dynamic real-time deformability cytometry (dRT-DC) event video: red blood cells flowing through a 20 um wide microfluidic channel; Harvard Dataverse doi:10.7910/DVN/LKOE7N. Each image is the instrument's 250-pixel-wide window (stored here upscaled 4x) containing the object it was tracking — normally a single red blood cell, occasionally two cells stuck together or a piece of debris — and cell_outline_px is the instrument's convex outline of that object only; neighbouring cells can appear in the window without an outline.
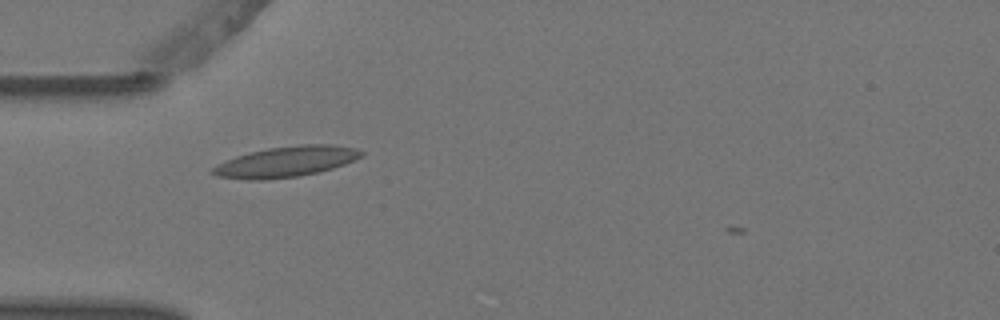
{"species": "Egyptian fruit bat (a non-hibernating species)", "species_latin": "Rousettus aegyptiacus", "temperature_condition": "warm", "stored_images_in_passage": 3, "camera_frame_rate_fps": 3000, "um_per_image_px": 0.085, "animal": {"sex": "female"}, "frame": {"image": 1, "passage_image": 2, "time_ms": 0.333, "image_size_px": [1000, 320], "cell_outline_px": [[364, 156], [356, 160], [332, 168], [300, 176], [264, 180], [248, 180], [216, 176], [208, 172], [216, 164], [236, 156], [248, 152], [268, 148], [300, 144], [332, 144], [356, 148], [364, 152]], "centroid_in_image_um": [24.3, 13.74], "position_along_channel_um": 60.7, "area_um2": 26.76}}
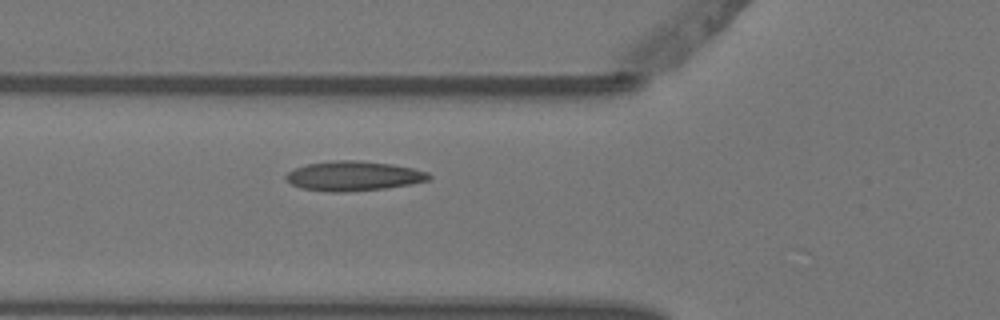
{"frame": {"image": 2, "passage_image": 3, "time_ms": 0.667, "image_size_px": [1000, 320], "cell_outline_px": [[432, 176], [428, 180], [412, 184], [384, 188], [344, 192], [328, 192], [300, 188], [292, 184], [284, 176], [288, 172], [296, 168], [308, 164], [336, 160], [360, 160], [392, 164], [412, 168], [428, 172]], "centroid_in_image_um": [30.06, 14.96], "position_along_channel_um": 95.7, "area_um2": 24.62}}